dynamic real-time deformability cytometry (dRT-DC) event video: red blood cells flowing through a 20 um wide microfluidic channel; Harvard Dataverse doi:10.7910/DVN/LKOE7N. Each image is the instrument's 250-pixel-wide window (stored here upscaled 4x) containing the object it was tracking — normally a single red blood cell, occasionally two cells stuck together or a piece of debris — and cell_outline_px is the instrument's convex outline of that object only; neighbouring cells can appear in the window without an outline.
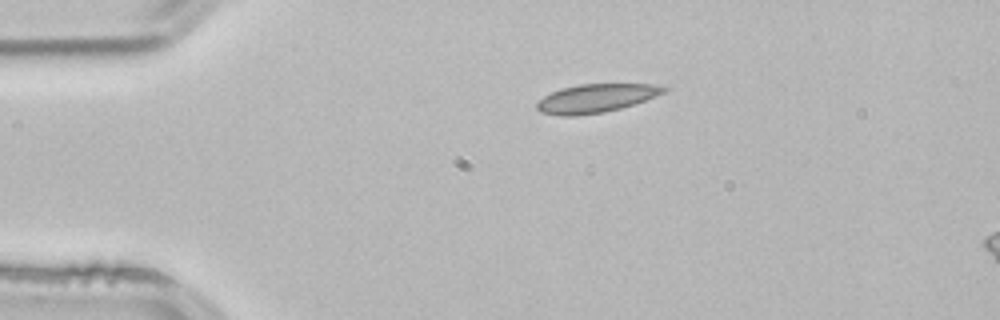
{"species": "common noctule bat (a hibernating species)", "species_latin": "Nyctalus noctula", "temperature_condition": "room temperature", "stored_images_in_passage": 2, "segment_of_instrument_passage": [1, 2], "camera_frame_rate_fps": 3000, "um_per_image_px": 0.085, "animal": {"sex": "male", "body_mass_g": 21.5, "forearm_length_mm": 52.0}, "frame": {"image": 1, "passage_image": 1, "time_ms": 0.0, "image_size_px": [1000, 320], "cell_outline_px": [[668, 88], [664, 92], [656, 96], [620, 108], [604, 112], [576, 116], [560, 116], [540, 112], [536, 108], [536, 104], [544, 96], [560, 88], [580, 84], [652, 84]], "centroid_in_image_um": [50.61, 8.36], "position_along_channel_um": 34.4, "area_um2": 20.92}}